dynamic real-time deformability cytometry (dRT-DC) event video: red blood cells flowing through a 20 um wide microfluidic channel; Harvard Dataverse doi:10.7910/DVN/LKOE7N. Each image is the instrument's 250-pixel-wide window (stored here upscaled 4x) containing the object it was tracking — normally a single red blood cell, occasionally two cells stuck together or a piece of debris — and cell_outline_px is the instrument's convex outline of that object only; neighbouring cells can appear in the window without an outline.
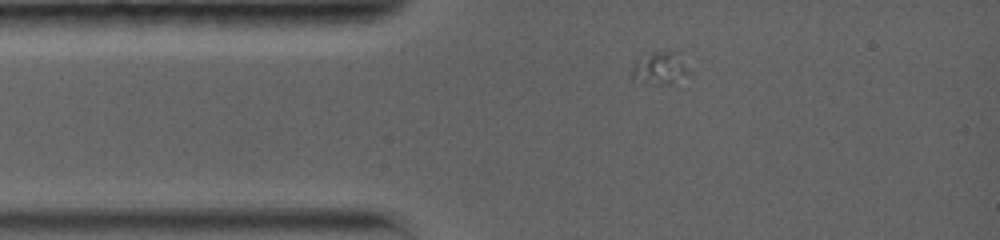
{"species": "common noctule bat (a hibernating species)", "species_latin": "Nyctalus noctula", "temperature_condition": "warm", "stored_images_in_passage": 5, "camera_frame_rate_fps": 5000, "um_per_image_px": 0.085, "animal": {"sex": "female", "body_mass_g": 19.0, "forearm_length_mm": 56.7}, "frame": {"image": 1, "passage_image": 3, "time_ms": 0.8, "image_size_px": [1000, 240], "cell_outline_px": [[692, 72], [672, 84], [660, 84], [644, 80], [632, 76], [632, 68], [636, 60], [652, 52], [676, 52]], "centroid_in_image_um": [56.16, 5.78], "position_along_channel_um": 28.8, "area_um2": 10.29}}